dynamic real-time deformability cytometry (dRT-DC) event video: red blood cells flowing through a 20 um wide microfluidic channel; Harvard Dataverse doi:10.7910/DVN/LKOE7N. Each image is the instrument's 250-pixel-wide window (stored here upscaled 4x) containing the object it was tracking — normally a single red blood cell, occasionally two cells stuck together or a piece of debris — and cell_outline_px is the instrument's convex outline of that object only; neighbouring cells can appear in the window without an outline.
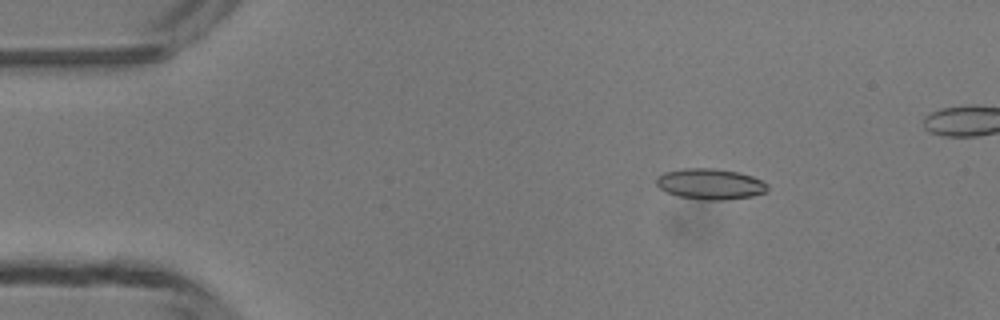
{"species": "common noctule bat (a hibernating species)", "species_latin": "Nyctalus noctula", "temperature_condition": "room temperature", "stored_images_in_passage": 41, "camera_frame_rate_fps": 3000, "um_per_image_px": 0.085, "animal": {"sex": "male", "body_mass_g": 13.3}, "frame": {"image": 1, "passage_image": 3, "time_ms": 0.667, "image_size_px": [1000, 320], "cell_outline_px": [[768, 188], [764, 192], [752, 196], [728, 200], [708, 200], [680, 196], [668, 192], [660, 188], [656, 184], [656, 180], [664, 172], [684, 168], [716, 168], [736, 172], [752, 176], [768, 184]], "centroid_in_image_um": [60.39, 15.64], "position_along_channel_um": 24.6, "area_um2": 19.71}}
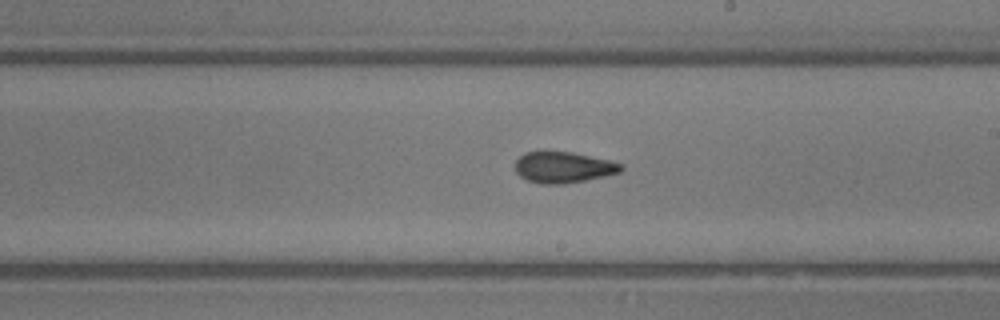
{"frame": {"image": 2, "passage_image": 23, "time_ms": 7.333, "image_size_px": [1000, 320], "cell_outline_px": [[624, 168], [620, 172], [604, 176], [584, 180], [560, 184], [544, 184], [528, 180], [520, 176], [516, 172], [516, 160], [524, 152], [544, 148], [572, 152], [612, 160], [624, 164]], "centroid_in_image_um": [47.87, 14.16], "position_along_channel_um": 241.1, "area_um2": 19.77}}
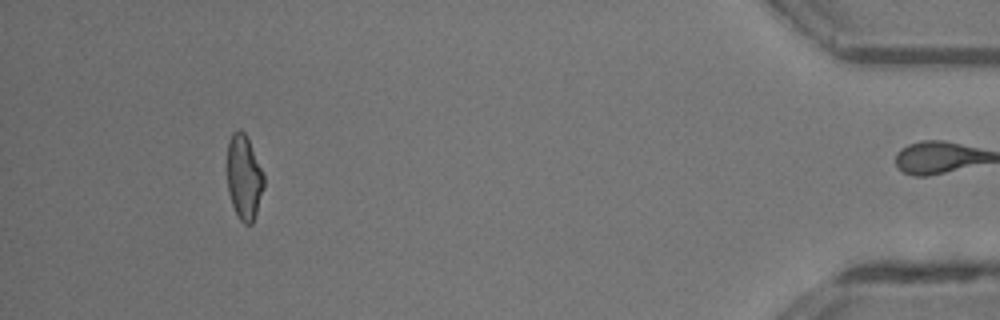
{"frame": {"image": 3, "passage_image": 40, "time_ms": 13.0, "image_size_px": [1000, 320], "cell_outline_px": [[264, 188], [252, 224], [244, 224], [240, 220], [232, 204], [228, 192], [228, 144], [232, 132], [236, 128], [240, 128], [244, 132], [248, 140], [264, 176]], "centroid_in_image_um": [20.74, 15.07], "position_along_channel_um": 414.5, "area_um2": 17.8}, "authors_computed_cell_mechanics": {"area_um2": 19.1896, "velocity_mm_per_s": 4.2951, "shape_relaxation_time_tau1_ms": null, "shape_relaxation_time_tau2_ms": 1.9617, "deformation_change_tau1": null, "deformation_change_tau2": 0.0821}}